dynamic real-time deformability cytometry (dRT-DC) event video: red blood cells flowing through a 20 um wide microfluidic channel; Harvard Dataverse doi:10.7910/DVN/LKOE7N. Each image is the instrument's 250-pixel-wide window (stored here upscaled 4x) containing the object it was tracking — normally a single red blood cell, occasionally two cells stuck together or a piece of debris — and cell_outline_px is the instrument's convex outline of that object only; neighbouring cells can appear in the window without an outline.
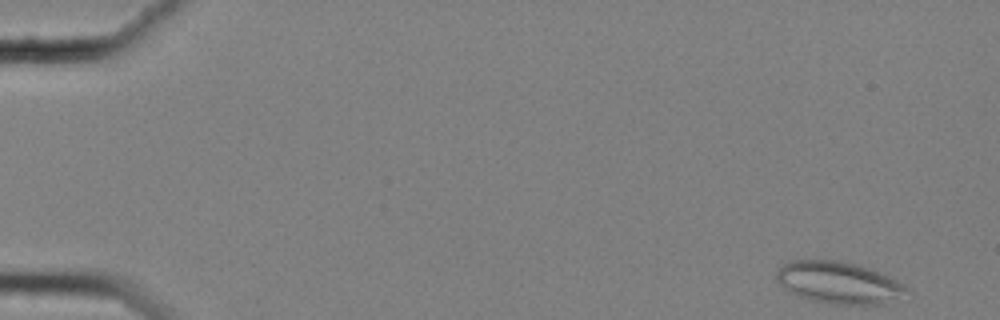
{"species": "common noctule bat (a hibernating species)", "species_latin": "Nyctalus noctula", "temperature_condition": "cold", "stored_images_in_passage": 56, "camera_frame_rate_fps": 3000, "um_per_image_px": 0.085, "animal": {"sex": "female", "body_mass_g": 25.1}, "frame": {"image": 1, "passage_image": 1, "time_ms": 0.0, "image_size_px": [1000, 320], "cell_outline_px": [[912, 296], [908, 300], [884, 304], [828, 304], [812, 300], [788, 292], [776, 280], [776, 272], [784, 264], [792, 260], [848, 260], [860, 264], [880, 272], [904, 284], [912, 292]], "centroid_in_image_um": [71.43, 24.04], "position_along_channel_um": 13.6, "area_um2": 32.89}}
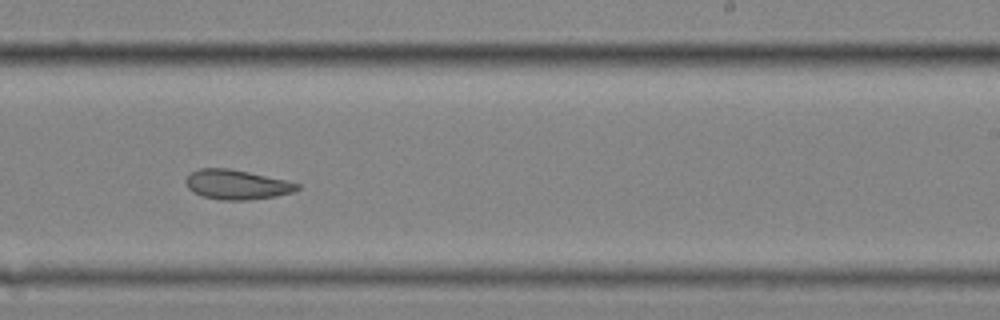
{"frame": {"image": 2, "passage_image": 35, "time_ms": 11.333, "image_size_px": [1000, 320], "cell_outline_px": [[300, 188], [292, 192], [276, 196], [248, 200], [220, 200], [204, 196], [192, 192], [188, 188], [184, 180], [192, 172], [200, 168], [228, 168], [288, 180], [300, 184]], "centroid_in_image_um": [20.13, 15.69], "position_along_channel_um": 268.9, "area_um2": 19.25}}
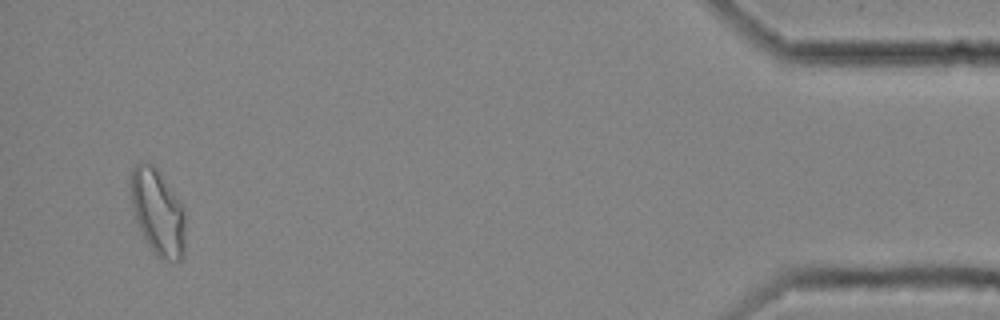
{"frame": {"image": 3, "passage_image": 54, "time_ms": 17.667, "image_size_px": [1000, 320], "cell_outline_px": [[184, 256], [180, 260], [160, 260], [156, 256], [148, 244], [136, 220], [132, 208], [128, 184], [132, 168], [136, 164], [144, 160], [152, 164], [160, 172], [184, 204]], "centroid_in_image_um": [13.4, 17.98], "position_along_channel_um": 421.8, "area_um2": 27.98}, "authors_computed_cell_mechanics": {"area_um2": 22.0218, "velocity_mm_per_s": 3.5046, "shape_relaxation_time_tau1_ms": null, "shape_relaxation_time_tau2_ms": 3.7712, "deformation_change_tau1": null, "deformation_change_tau2": 0.0909}}